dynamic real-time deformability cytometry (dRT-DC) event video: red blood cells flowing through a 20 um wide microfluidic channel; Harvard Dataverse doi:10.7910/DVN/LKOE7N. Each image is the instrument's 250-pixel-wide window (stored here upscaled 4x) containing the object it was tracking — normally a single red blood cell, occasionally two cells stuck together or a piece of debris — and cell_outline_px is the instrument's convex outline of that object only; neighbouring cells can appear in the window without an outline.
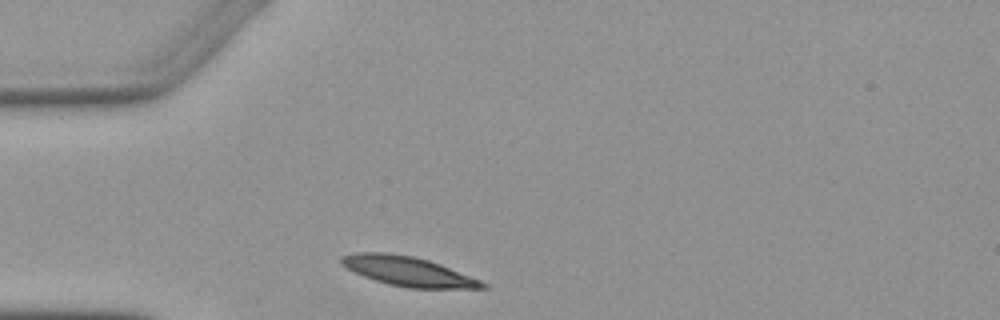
{"species": "Egyptian fruit bat (a non-hibernating species)", "species_latin": "Rousettus aegyptiacus", "temperature_condition": "warm", "stored_images_in_passage": 1, "camera_frame_rate_fps": 3000, "um_per_image_px": 0.085, "animal": {"sex": "female"}, "frame": {"image": 1, "passage_image": 1, "time_ms": 0.0, "image_size_px": [1000, 320], "cell_outline_px": [[488, 288], [408, 288], [388, 284], [364, 276], [340, 264], [340, 256], [356, 252], [388, 252], [412, 256], [428, 260], [440, 264], [480, 280], [488, 284]], "centroid_in_image_um": [34.67, 23.05], "position_along_channel_um": 50.3, "area_um2": 24.04}}